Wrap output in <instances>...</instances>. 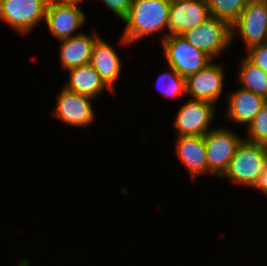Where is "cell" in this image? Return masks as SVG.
I'll use <instances>...</instances> for the list:
<instances>
[{
  "label": "cell",
  "instance_id": "obj_1",
  "mask_svg": "<svg viewBox=\"0 0 267 266\" xmlns=\"http://www.w3.org/2000/svg\"><path fill=\"white\" fill-rule=\"evenodd\" d=\"M171 0H132L130 10L123 19L126 24L122 43L143 39L163 30L168 31Z\"/></svg>",
  "mask_w": 267,
  "mask_h": 266
},
{
  "label": "cell",
  "instance_id": "obj_2",
  "mask_svg": "<svg viewBox=\"0 0 267 266\" xmlns=\"http://www.w3.org/2000/svg\"><path fill=\"white\" fill-rule=\"evenodd\" d=\"M266 163L267 145L243 139L222 177L253 188Z\"/></svg>",
  "mask_w": 267,
  "mask_h": 266
},
{
  "label": "cell",
  "instance_id": "obj_3",
  "mask_svg": "<svg viewBox=\"0 0 267 266\" xmlns=\"http://www.w3.org/2000/svg\"><path fill=\"white\" fill-rule=\"evenodd\" d=\"M162 48L167 65L183 78L197 73L212 62L207 54L179 35H167L162 39Z\"/></svg>",
  "mask_w": 267,
  "mask_h": 266
},
{
  "label": "cell",
  "instance_id": "obj_4",
  "mask_svg": "<svg viewBox=\"0 0 267 266\" xmlns=\"http://www.w3.org/2000/svg\"><path fill=\"white\" fill-rule=\"evenodd\" d=\"M181 36L211 59L225 51L232 43L231 25L213 16Z\"/></svg>",
  "mask_w": 267,
  "mask_h": 266
},
{
  "label": "cell",
  "instance_id": "obj_5",
  "mask_svg": "<svg viewBox=\"0 0 267 266\" xmlns=\"http://www.w3.org/2000/svg\"><path fill=\"white\" fill-rule=\"evenodd\" d=\"M49 0H0V20L20 34L29 32L45 20Z\"/></svg>",
  "mask_w": 267,
  "mask_h": 266
},
{
  "label": "cell",
  "instance_id": "obj_6",
  "mask_svg": "<svg viewBox=\"0 0 267 266\" xmlns=\"http://www.w3.org/2000/svg\"><path fill=\"white\" fill-rule=\"evenodd\" d=\"M243 139L223 127L212 128L204 136L208 170L213 175L224 174Z\"/></svg>",
  "mask_w": 267,
  "mask_h": 266
},
{
  "label": "cell",
  "instance_id": "obj_7",
  "mask_svg": "<svg viewBox=\"0 0 267 266\" xmlns=\"http://www.w3.org/2000/svg\"><path fill=\"white\" fill-rule=\"evenodd\" d=\"M237 31L245 41L247 49L265 43L267 1L250 0L239 18L231 25V40L237 36Z\"/></svg>",
  "mask_w": 267,
  "mask_h": 266
},
{
  "label": "cell",
  "instance_id": "obj_8",
  "mask_svg": "<svg viewBox=\"0 0 267 266\" xmlns=\"http://www.w3.org/2000/svg\"><path fill=\"white\" fill-rule=\"evenodd\" d=\"M215 106L204 100H192L182 104L176 115L174 127L178 136H205L211 128Z\"/></svg>",
  "mask_w": 267,
  "mask_h": 266
},
{
  "label": "cell",
  "instance_id": "obj_9",
  "mask_svg": "<svg viewBox=\"0 0 267 266\" xmlns=\"http://www.w3.org/2000/svg\"><path fill=\"white\" fill-rule=\"evenodd\" d=\"M91 100H93L91 97L63 87L58 93L56 107L52 114L67 125L86 128L95 119Z\"/></svg>",
  "mask_w": 267,
  "mask_h": 266
},
{
  "label": "cell",
  "instance_id": "obj_10",
  "mask_svg": "<svg viewBox=\"0 0 267 266\" xmlns=\"http://www.w3.org/2000/svg\"><path fill=\"white\" fill-rule=\"evenodd\" d=\"M224 69L221 64L210 62L197 73L186 78V93L192 100H204L215 104L222 96Z\"/></svg>",
  "mask_w": 267,
  "mask_h": 266
},
{
  "label": "cell",
  "instance_id": "obj_11",
  "mask_svg": "<svg viewBox=\"0 0 267 266\" xmlns=\"http://www.w3.org/2000/svg\"><path fill=\"white\" fill-rule=\"evenodd\" d=\"M210 17L207 0H171L167 35H179Z\"/></svg>",
  "mask_w": 267,
  "mask_h": 266
},
{
  "label": "cell",
  "instance_id": "obj_12",
  "mask_svg": "<svg viewBox=\"0 0 267 266\" xmlns=\"http://www.w3.org/2000/svg\"><path fill=\"white\" fill-rule=\"evenodd\" d=\"M85 20L86 17L78 5L48 1L44 21L50 33L58 40L73 37V33L85 23Z\"/></svg>",
  "mask_w": 267,
  "mask_h": 266
},
{
  "label": "cell",
  "instance_id": "obj_13",
  "mask_svg": "<svg viewBox=\"0 0 267 266\" xmlns=\"http://www.w3.org/2000/svg\"><path fill=\"white\" fill-rule=\"evenodd\" d=\"M175 149L181 163L190 173L192 181L208 170L204 136H177Z\"/></svg>",
  "mask_w": 267,
  "mask_h": 266
},
{
  "label": "cell",
  "instance_id": "obj_14",
  "mask_svg": "<svg viewBox=\"0 0 267 266\" xmlns=\"http://www.w3.org/2000/svg\"><path fill=\"white\" fill-rule=\"evenodd\" d=\"M100 35L93 31V35L83 33L59 40L60 61L64 70H69L90 63L92 49Z\"/></svg>",
  "mask_w": 267,
  "mask_h": 266
},
{
  "label": "cell",
  "instance_id": "obj_15",
  "mask_svg": "<svg viewBox=\"0 0 267 266\" xmlns=\"http://www.w3.org/2000/svg\"><path fill=\"white\" fill-rule=\"evenodd\" d=\"M119 54L113 46L99 37L93 46L90 64L95 68L104 83L114 92V84L120 77Z\"/></svg>",
  "mask_w": 267,
  "mask_h": 266
},
{
  "label": "cell",
  "instance_id": "obj_16",
  "mask_svg": "<svg viewBox=\"0 0 267 266\" xmlns=\"http://www.w3.org/2000/svg\"><path fill=\"white\" fill-rule=\"evenodd\" d=\"M227 116L237 124H247V127L267 102L252 91L240 88L228 97Z\"/></svg>",
  "mask_w": 267,
  "mask_h": 266
},
{
  "label": "cell",
  "instance_id": "obj_17",
  "mask_svg": "<svg viewBox=\"0 0 267 266\" xmlns=\"http://www.w3.org/2000/svg\"><path fill=\"white\" fill-rule=\"evenodd\" d=\"M69 72L68 82L64 85L69 91L94 98L98 97L105 89L113 92L101 79L95 68L90 64H85L67 70Z\"/></svg>",
  "mask_w": 267,
  "mask_h": 266
},
{
  "label": "cell",
  "instance_id": "obj_18",
  "mask_svg": "<svg viewBox=\"0 0 267 266\" xmlns=\"http://www.w3.org/2000/svg\"><path fill=\"white\" fill-rule=\"evenodd\" d=\"M242 59L238 78L241 87L267 100V73L251 63L246 57Z\"/></svg>",
  "mask_w": 267,
  "mask_h": 266
},
{
  "label": "cell",
  "instance_id": "obj_19",
  "mask_svg": "<svg viewBox=\"0 0 267 266\" xmlns=\"http://www.w3.org/2000/svg\"><path fill=\"white\" fill-rule=\"evenodd\" d=\"M250 0H207L210 16L232 25Z\"/></svg>",
  "mask_w": 267,
  "mask_h": 266
},
{
  "label": "cell",
  "instance_id": "obj_20",
  "mask_svg": "<svg viewBox=\"0 0 267 266\" xmlns=\"http://www.w3.org/2000/svg\"><path fill=\"white\" fill-rule=\"evenodd\" d=\"M169 69L168 72L158 77L157 87H161L160 90L165 97L174 98L186 93V78H183L173 68L169 67Z\"/></svg>",
  "mask_w": 267,
  "mask_h": 266
},
{
  "label": "cell",
  "instance_id": "obj_21",
  "mask_svg": "<svg viewBox=\"0 0 267 266\" xmlns=\"http://www.w3.org/2000/svg\"><path fill=\"white\" fill-rule=\"evenodd\" d=\"M247 141L267 145V102L248 126Z\"/></svg>",
  "mask_w": 267,
  "mask_h": 266
},
{
  "label": "cell",
  "instance_id": "obj_22",
  "mask_svg": "<svg viewBox=\"0 0 267 266\" xmlns=\"http://www.w3.org/2000/svg\"><path fill=\"white\" fill-rule=\"evenodd\" d=\"M246 58L267 73V43L250 47Z\"/></svg>",
  "mask_w": 267,
  "mask_h": 266
},
{
  "label": "cell",
  "instance_id": "obj_23",
  "mask_svg": "<svg viewBox=\"0 0 267 266\" xmlns=\"http://www.w3.org/2000/svg\"><path fill=\"white\" fill-rule=\"evenodd\" d=\"M117 17L123 20L130 10L132 0H101Z\"/></svg>",
  "mask_w": 267,
  "mask_h": 266
},
{
  "label": "cell",
  "instance_id": "obj_24",
  "mask_svg": "<svg viewBox=\"0 0 267 266\" xmlns=\"http://www.w3.org/2000/svg\"><path fill=\"white\" fill-rule=\"evenodd\" d=\"M253 189H258L267 195V163L265 164L261 175Z\"/></svg>",
  "mask_w": 267,
  "mask_h": 266
},
{
  "label": "cell",
  "instance_id": "obj_25",
  "mask_svg": "<svg viewBox=\"0 0 267 266\" xmlns=\"http://www.w3.org/2000/svg\"><path fill=\"white\" fill-rule=\"evenodd\" d=\"M60 4H69V5H78L79 3H81V1L83 2L84 0H51Z\"/></svg>",
  "mask_w": 267,
  "mask_h": 266
},
{
  "label": "cell",
  "instance_id": "obj_26",
  "mask_svg": "<svg viewBox=\"0 0 267 266\" xmlns=\"http://www.w3.org/2000/svg\"><path fill=\"white\" fill-rule=\"evenodd\" d=\"M18 266H29V260L28 259H23L21 260L20 264Z\"/></svg>",
  "mask_w": 267,
  "mask_h": 266
}]
</instances>
